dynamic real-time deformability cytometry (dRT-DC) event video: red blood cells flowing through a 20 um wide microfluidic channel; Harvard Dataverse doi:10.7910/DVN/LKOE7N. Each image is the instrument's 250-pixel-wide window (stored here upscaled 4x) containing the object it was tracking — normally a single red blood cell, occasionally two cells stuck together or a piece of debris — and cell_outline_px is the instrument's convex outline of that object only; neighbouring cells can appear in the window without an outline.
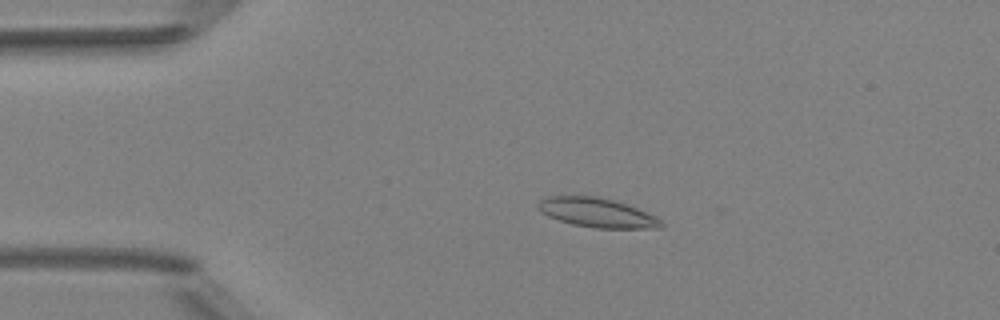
{"species": "Egyptian fruit bat (a non-hibernating species)", "species_latin": "Rousettus aegyptiacus", "temperature_condition": "room temperature", "stored_images_in_passage": 4, "camera_frame_rate_fps": 3000, "um_per_image_px": 0.085, "animal": {"sex": "female"}, "frame": {"image": 1, "passage_image": 3, "time_ms": 3.333, "image_size_px": [1000, 320], "cell_outline_px": [[664, 224], [660, 228], [596, 228], [572, 224], [548, 216], [540, 212], [536, 204], [540, 200], [548, 196], [596, 196], [612, 200], [636, 208], [656, 216]], "centroid_in_image_um": [50.72, 18.08], "position_along_channel_um": 34.3, "area_um2": 20.81}}